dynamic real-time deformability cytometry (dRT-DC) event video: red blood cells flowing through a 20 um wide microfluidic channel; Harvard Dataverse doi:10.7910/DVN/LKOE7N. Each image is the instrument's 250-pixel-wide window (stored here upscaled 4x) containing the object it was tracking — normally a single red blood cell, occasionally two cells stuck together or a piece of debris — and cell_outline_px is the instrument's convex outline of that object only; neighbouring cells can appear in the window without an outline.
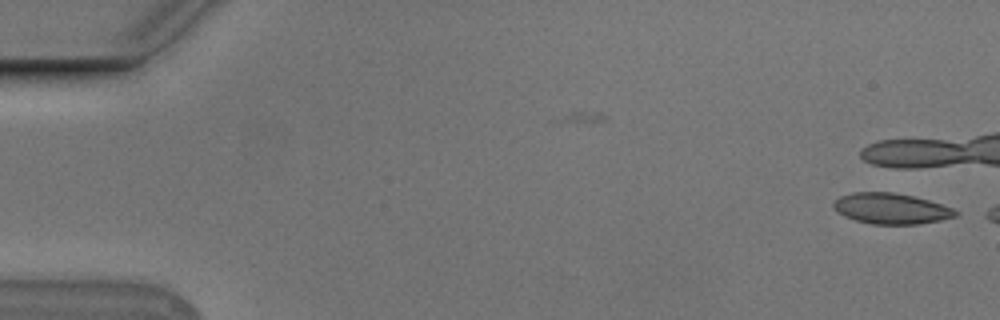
{"species": "Egyptian fruit bat (a non-hibernating species)", "species_latin": "Rousettus aegyptiacus", "temperature_condition": "cold", "stored_images_in_passage": 7, "camera_frame_rate_fps": 3000, "um_per_image_px": 0.085, "animal": {"sex": "male"}, "frame": {"image": 1, "passage_image": 1, "time_ms": 0.0, "image_size_px": [1000, 320], "cell_outline_px": [[960, 212], [956, 216], [940, 220], [920, 224], [872, 224], [856, 220], [844, 216], [836, 212], [832, 208], [832, 204], [840, 196], [852, 192], [892, 192], [912, 196], [928, 200], [952, 208]], "centroid_in_image_um": [75.71, 17.73], "position_along_channel_um": 9.3, "area_um2": 21.85}}